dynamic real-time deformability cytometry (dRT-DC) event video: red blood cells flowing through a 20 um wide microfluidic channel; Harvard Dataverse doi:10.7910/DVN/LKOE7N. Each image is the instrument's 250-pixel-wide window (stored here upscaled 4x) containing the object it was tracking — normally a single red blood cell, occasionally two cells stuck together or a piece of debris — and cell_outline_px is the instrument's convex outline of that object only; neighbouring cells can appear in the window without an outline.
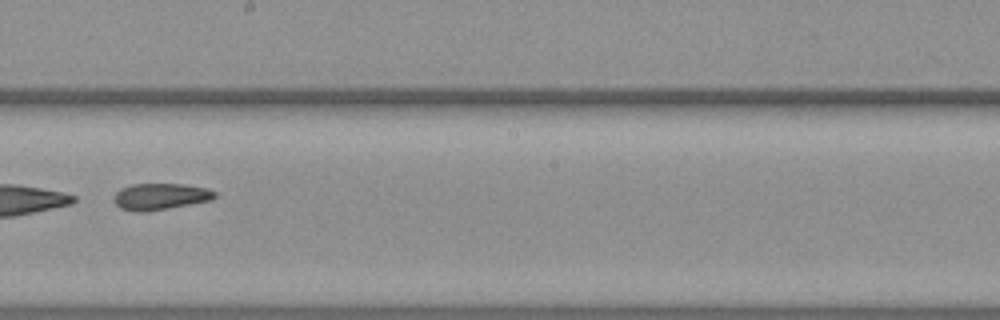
{"species": "common noctule bat (a hibernating species)", "species_latin": "Nyctalus noctula", "temperature_condition": "warm", "stored_images_in_passage": 53, "segment_of_instrument_passage": [2, 2], "camera_frame_rate_fps": 3000, "um_per_image_px": 0.085, "animal": {"sex": "female", "body_mass_g": 19.3, "forearm_length_mm": 54.1}, "frame": {"image": 1, "passage_image": 31, "time_ms": 10.0, "image_size_px": [1000, 320], "cell_outline_px": [[216, 196], [212, 200], [148, 212], [132, 212], [120, 208], [112, 200], [116, 192], [120, 188], [132, 184], [184, 184], [208, 188], [216, 192]], "centroid_in_image_um": [13.61, 16.71], "position_along_channel_um": 234.6, "area_um2": 15.84}}